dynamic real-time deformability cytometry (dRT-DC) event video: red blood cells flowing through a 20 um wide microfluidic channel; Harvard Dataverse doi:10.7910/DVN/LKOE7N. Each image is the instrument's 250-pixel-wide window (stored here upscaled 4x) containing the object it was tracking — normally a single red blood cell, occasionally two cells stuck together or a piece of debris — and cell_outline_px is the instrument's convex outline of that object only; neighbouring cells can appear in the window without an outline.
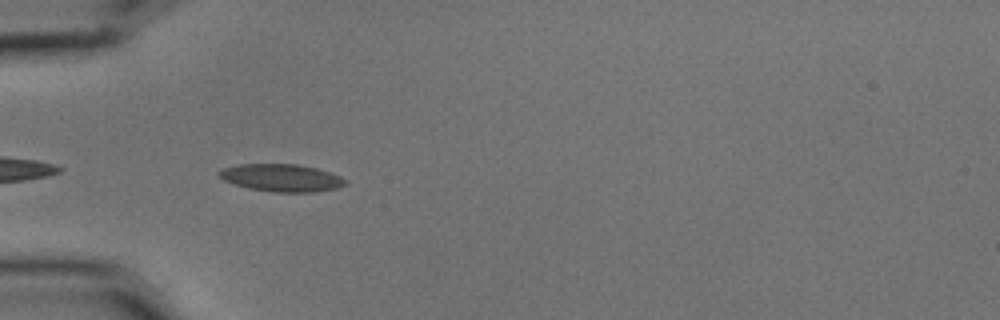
{"species": "common noctule bat (a hibernating species)", "species_latin": "Nyctalus noctula", "temperature_condition": "cold", "stored_images_in_passage": 6, "camera_frame_rate_fps": 3000, "um_per_image_px": 0.085, "animal": {"sex": "male", "body_mass_g": 15.6}, "frame": {"image": 1, "passage_image": 2, "time_ms": 0.333, "image_size_px": [1000, 320], "cell_outline_px": [[348, 184], [336, 188], [316, 192], [272, 192], [248, 188], [224, 180], [216, 176], [216, 172], [224, 168], [240, 164], [296, 164], [316, 168], [340, 176], [348, 180]], "centroid_in_image_um": [23.93, 15.12], "position_along_channel_um": 61.1, "area_um2": 20.29}}